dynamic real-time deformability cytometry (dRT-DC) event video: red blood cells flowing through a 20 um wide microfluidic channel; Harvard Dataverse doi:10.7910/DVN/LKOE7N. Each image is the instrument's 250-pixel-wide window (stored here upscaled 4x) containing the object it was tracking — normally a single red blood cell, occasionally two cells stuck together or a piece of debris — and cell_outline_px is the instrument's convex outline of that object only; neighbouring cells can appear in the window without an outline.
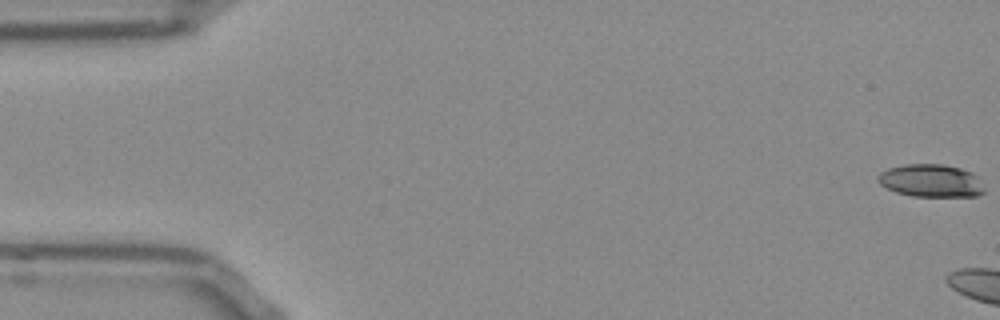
{"species": "Egyptian fruit bat (a non-hibernating species)", "species_latin": "Rousettus aegyptiacus", "temperature_condition": "room temperature", "stored_images_in_passage": 6, "camera_frame_rate_fps": 3000, "um_per_image_px": 0.085, "frame": {"image": 1, "passage_image": 1, "time_ms": 0.0, "image_size_px": [1000, 320], "cell_outline_px": [[984, 192], [976, 196], [912, 196], [896, 192], [880, 184], [876, 180], [876, 176], [880, 172], [888, 168], [904, 164], [944, 164], [960, 168], [972, 172], [976, 176], [984, 188]], "centroid_in_image_um": [79.1, 15.35], "position_along_channel_um": 5.9, "area_um2": 20.35}}